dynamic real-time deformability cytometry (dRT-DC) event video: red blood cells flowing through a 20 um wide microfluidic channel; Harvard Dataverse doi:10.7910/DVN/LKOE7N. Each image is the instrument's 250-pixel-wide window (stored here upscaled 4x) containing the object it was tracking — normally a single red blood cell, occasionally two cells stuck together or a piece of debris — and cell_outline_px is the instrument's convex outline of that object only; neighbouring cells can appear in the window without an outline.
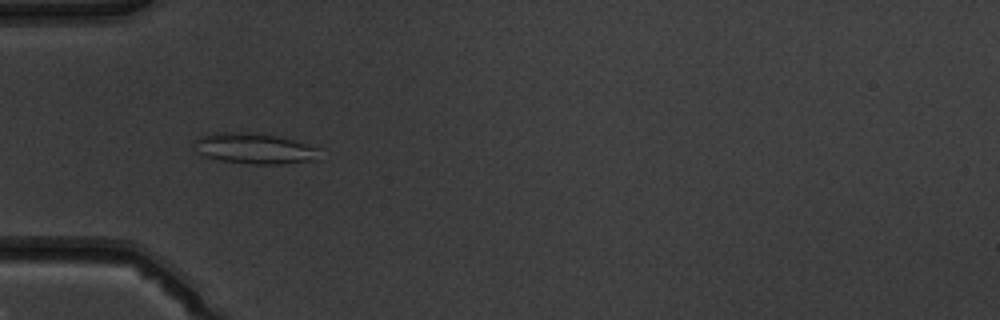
{"species": "common noctule bat (a hibernating species)", "species_latin": "Nyctalus noctula", "temperature_condition": "warm", "stored_images_in_passage": 53, "camera_frame_rate_fps": 3000, "um_per_image_px": 0.085, "animal": {"sex": "male", "body_mass_g": 19.5, "forearm_length_mm": 54.6}, "frame": {"image": 1, "passage_image": 18, "time_ms": 5.667, "image_size_px": [1000, 320], "cell_outline_px": [[320, 148], [316, 160], [284, 164], [252, 164], [220, 160], [204, 156], [196, 152], [192, 148], [192, 140], [208, 132], [244, 132], [276, 136], [292, 140]], "centroid_in_image_um": [21.52, 12.62], "position_along_channel_um": 63.5, "area_um2": 22.66}}
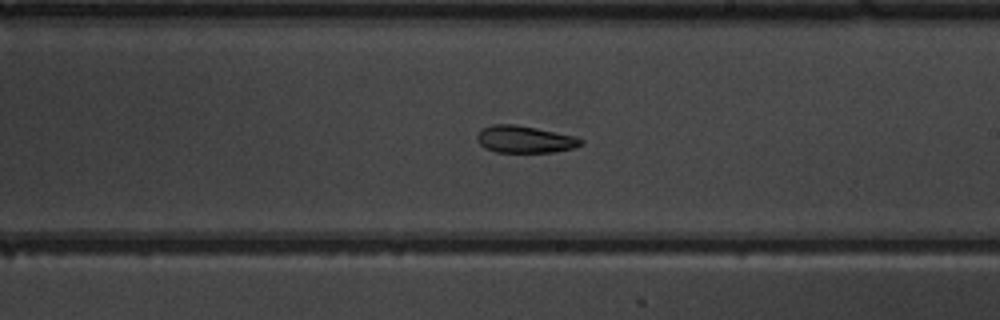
{"frame": {"image": 2, "passage_image": 32, "time_ms": 10.333, "image_size_px": [1000, 320], "cell_outline_px": [[584, 144], [572, 148], [556, 152], [496, 152], [484, 148], [476, 140], [476, 136], [480, 128], [492, 124], [516, 124], [576, 136], [584, 140]], "centroid_in_image_um": [44.58, 11.84], "position_along_channel_um": 244.4, "area_um2": 16.65}}
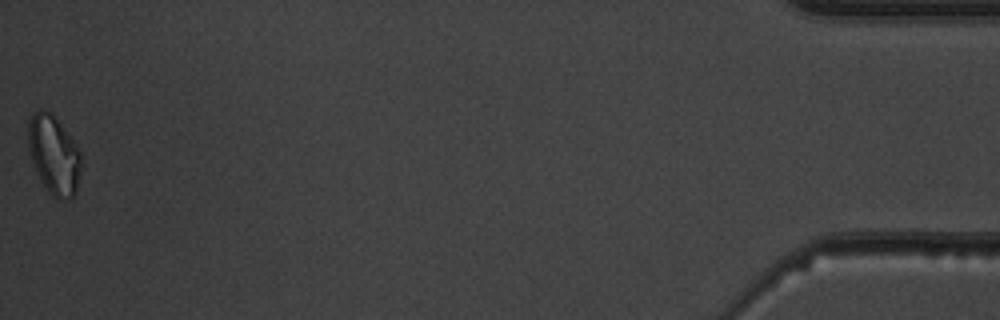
{"frame": {"image": 3, "passage_image": 53, "time_ms": 17.333, "image_size_px": [1000, 320], "cell_outline_px": [[80, 172], [76, 192], [72, 200], [68, 200], [52, 196], [48, 192], [32, 160], [28, 148], [28, 120], [32, 112], [40, 108], [52, 112], [76, 144], [80, 152]], "centroid_in_image_um": [4.58, 13.12], "position_along_channel_um": 430.6, "area_um2": 24.28}, "authors_computed_cell_mechanics": {"area_um2": 20.9236, "velocity_mm_per_s": 3.9415, "shape_relaxation_time_tau1_ms": null, "shape_relaxation_time_tau2_ms": 5.2659, "deformation_change_tau1": null, "deformation_change_tau2": 0.1296}}